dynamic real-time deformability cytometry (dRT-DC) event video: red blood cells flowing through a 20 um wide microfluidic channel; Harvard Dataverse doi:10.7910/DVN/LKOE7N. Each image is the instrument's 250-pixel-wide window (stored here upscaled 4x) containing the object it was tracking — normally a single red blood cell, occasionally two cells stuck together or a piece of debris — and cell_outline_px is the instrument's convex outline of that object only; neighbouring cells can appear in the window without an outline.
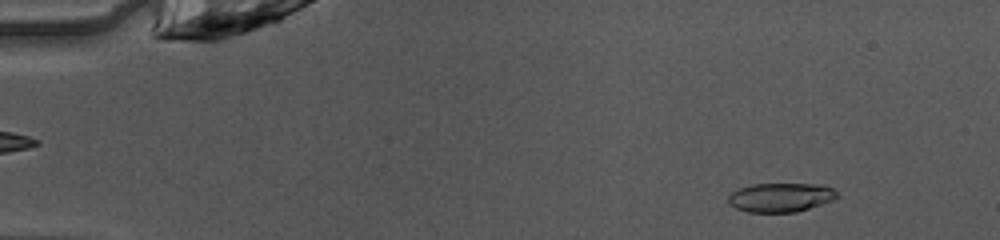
{"species": "common noctule bat (a hibernating species)", "species_latin": "Nyctalus noctula", "temperature_condition": "warm", "stored_images_in_passage": 47, "camera_frame_rate_fps": 3000, "um_per_image_px": 0.085, "animal": {"sex": "female", "body_mass_g": 10.0, "forearm_length_mm": 53.1}, "frame": {"image": 1, "passage_image": 4, "time_ms": 1.0, "image_size_px": [1000, 240], "cell_outline_px": [[840, 196], [832, 200], [796, 212], [748, 212], [736, 208], [728, 204], [728, 196], [732, 192], [740, 188], [752, 184], [820, 184], [832, 188], [840, 192]], "centroid_in_image_um": [66.37, 16.77], "position_along_channel_um": 18.6, "area_um2": 18.44}}
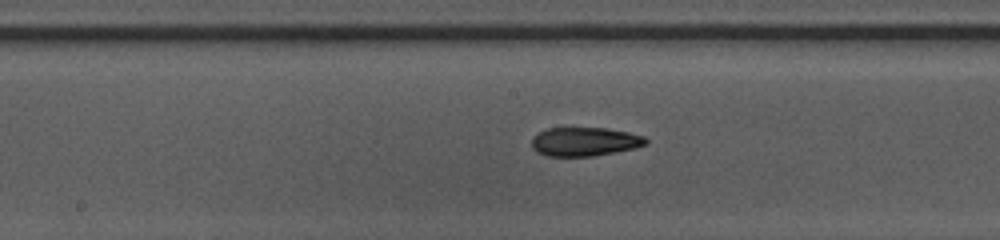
{"frame": {"image": 2, "passage_image": 24, "time_ms": 7.667, "image_size_px": [1000, 240], "cell_outline_px": [[648, 144], [636, 148], [616, 152], [592, 156], [548, 156], [536, 152], [532, 148], [532, 136], [536, 132], [548, 128], [608, 128], [628, 132], [644, 136], [648, 140]], "centroid_in_image_um": [49.69, 12.04], "position_along_channel_um": 198.5, "area_um2": 19.42}}
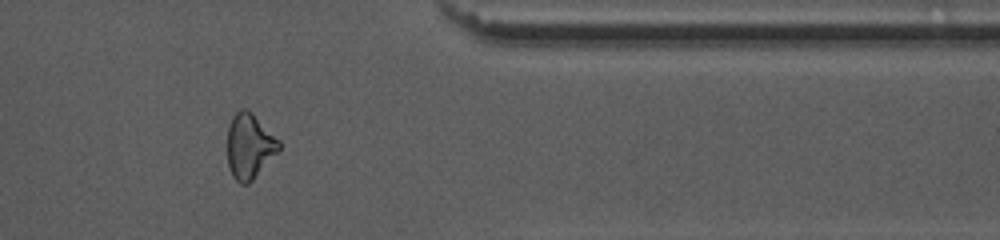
{"frame": {"image": 3, "passage_image": 39, "time_ms": 12.667, "image_size_px": [1000, 240], "cell_outline_px": [[280, 148], [252, 180], [248, 184], [240, 184], [232, 176], [228, 164], [228, 124], [232, 116], [240, 108], [248, 108], [280, 140]], "centroid_in_image_um": [21.19, 12.38], "position_along_channel_um": 390.2, "area_um2": 19.54}, "authors_computed_cell_mechanics": {"area_um2": 19.363, "velocity_mm_per_s": 4.0916, "shape_relaxation_time_tau1_ms": 4.3279, "shape_relaxation_time_tau2_ms": 3.1671, "deformation_change_tau1": 0.1532, "deformation_change_tau2": 0.1183}}